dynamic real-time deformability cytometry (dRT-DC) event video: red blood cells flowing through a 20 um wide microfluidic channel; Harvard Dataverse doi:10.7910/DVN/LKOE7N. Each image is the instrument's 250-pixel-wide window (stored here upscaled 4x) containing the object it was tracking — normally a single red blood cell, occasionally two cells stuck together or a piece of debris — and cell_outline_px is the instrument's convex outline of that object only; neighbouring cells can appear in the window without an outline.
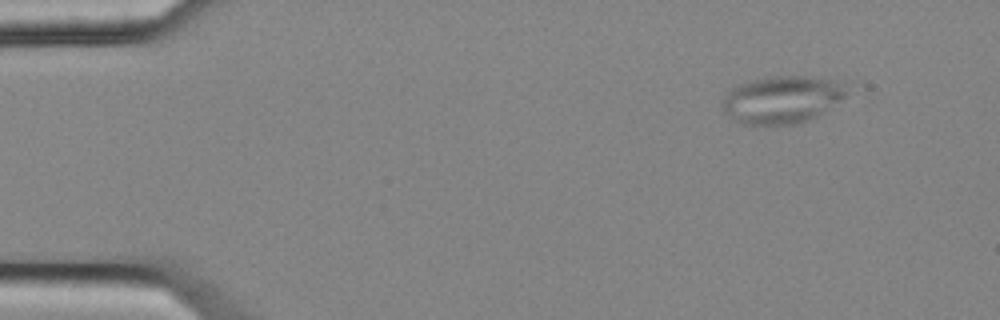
{"species": "common noctule bat (a hibernating species)", "species_latin": "Nyctalus noctula", "temperature_condition": "cold", "stored_images_in_passage": 4, "camera_frame_rate_fps": 3000, "um_per_image_px": 0.085, "animal": {"sex": "female", "body_mass_g": 25.1}, "frame": {"image": 1, "passage_image": 1, "time_ms": 0.0, "image_size_px": [1000, 320], "cell_outline_px": [[848, 92], [844, 96], [816, 116], [808, 120], [796, 124], [740, 124], [724, 112], [720, 108], [720, 104], [728, 92], [732, 88], [740, 84], [752, 80], [776, 76], [804, 76], [840, 80]], "centroid_in_image_um": [66.43, 8.46], "position_along_channel_um": 18.6, "area_um2": 34.04}}